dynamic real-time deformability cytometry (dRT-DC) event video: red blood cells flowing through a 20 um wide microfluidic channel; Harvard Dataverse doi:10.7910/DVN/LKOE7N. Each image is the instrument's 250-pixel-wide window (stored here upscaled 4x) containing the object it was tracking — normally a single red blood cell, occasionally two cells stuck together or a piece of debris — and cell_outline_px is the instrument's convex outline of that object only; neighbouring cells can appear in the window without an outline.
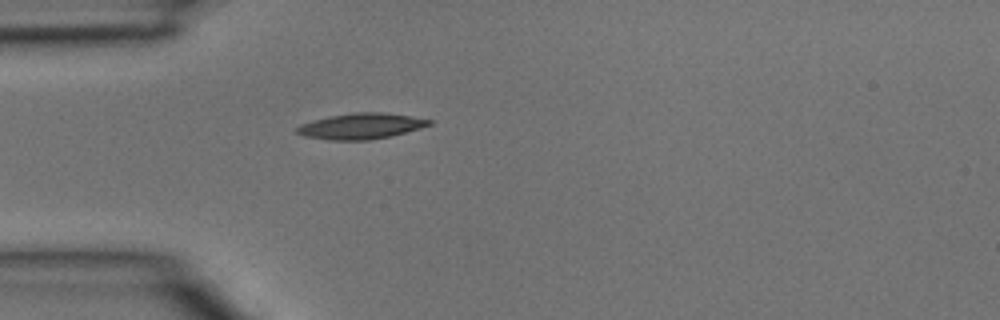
{"species": "common noctule bat (a hibernating species)", "species_latin": "Nyctalus noctula", "temperature_condition": "room temperature", "stored_images_in_passage": 1, "camera_frame_rate_fps": 3000, "um_per_image_px": 0.085, "animal": {"sex": "male", "body_mass_g": 15.6}, "frame": {"image": 1, "passage_image": 1, "time_ms": 0.0, "image_size_px": [1000, 320], "cell_outline_px": [[432, 124], [420, 128], [392, 136], [368, 140], [328, 140], [304, 136], [296, 132], [296, 128], [300, 124], [312, 120], [328, 116], [352, 112], [380, 112], [408, 116], [432, 120]], "centroid_in_image_um": [30.64, 10.72], "position_along_channel_um": 54.4, "area_um2": 19.88}}